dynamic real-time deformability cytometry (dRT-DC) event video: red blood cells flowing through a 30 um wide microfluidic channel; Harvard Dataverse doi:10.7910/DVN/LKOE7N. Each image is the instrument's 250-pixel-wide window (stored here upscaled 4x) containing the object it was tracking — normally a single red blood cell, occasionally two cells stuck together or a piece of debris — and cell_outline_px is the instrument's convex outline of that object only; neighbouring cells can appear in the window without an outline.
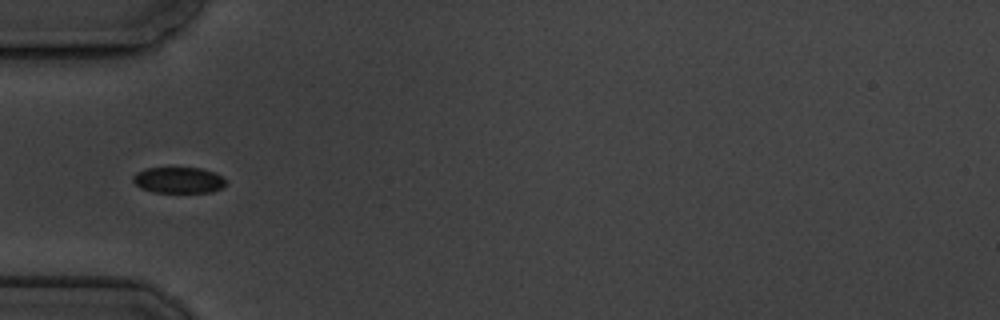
{"species": "common noctule bat (a hibernating species)", "species_latin": "Nyctalus noctula", "temperature_condition": "cold", "stored_images_in_passage": 13, "camera_frame_rate_fps": 3000, "um_per_image_px": 0.085, "animal": {"sex": "male", "body_mass_g": 19.5, "forearm_length_mm": 54.6}, "frame": {"image": 1, "passage_image": 3, "time_ms": 3.0, "image_size_px": [1000, 320], "cell_outline_px": [[224, 184], [220, 188], [212, 192], [152, 192], [140, 188], [132, 180], [132, 176], [136, 172], [144, 168], [200, 168], [216, 172], [224, 180]], "centroid_in_image_um": [15.12, 15.3], "position_along_channel_um": 69.9, "area_um2": 14.05}}
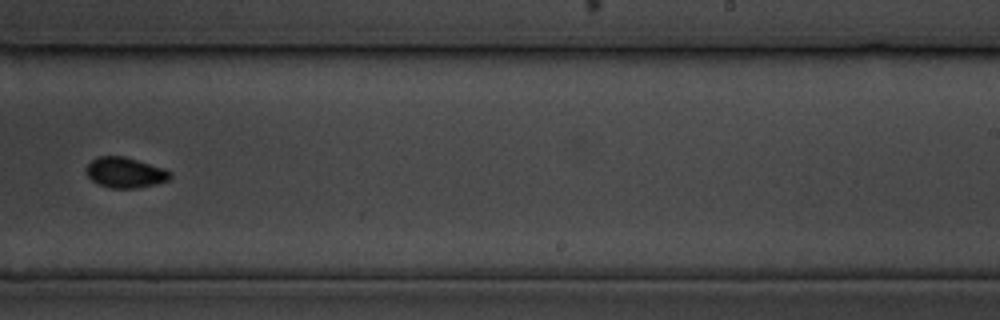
{"frame": {"image": 2, "passage_image": 8, "time_ms": 9.0, "image_size_px": [1000, 320], "cell_outline_px": [[172, 176], [168, 180], [156, 184], [136, 188], [112, 188], [100, 184], [92, 180], [84, 172], [84, 168], [96, 156], [124, 156], [164, 168], [172, 172]], "centroid_in_image_um": [10.63, 14.66], "position_along_channel_um": 278.4, "area_um2": 14.97}}
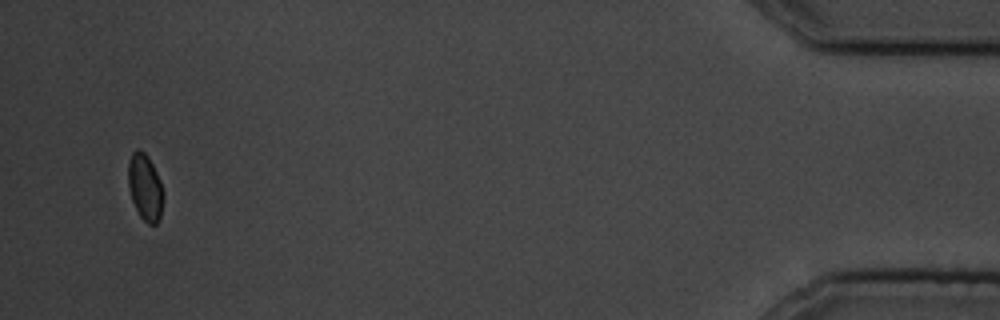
{"frame": {"image": 3, "passage_image": 13, "time_ms": 15.333, "image_size_px": [1000, 320], "cell_outline_px": [[164, 196], [160, 216], [156, 224], [148, 224], [140, 216], [132, 200], [128, 188], [128, 160], [132, 152], [136, 148], [140, 148], [148, 156], [160, 180], [164, 192]], "centroid_in_image_um": [12.32, 15.88], "position_along_channel_um": 422.9, "area_um2": 13.76}, "authors_computed_cell_mechanics": {"area_um2": 14.9702, "velocity_mm_per_s": 3.4939, "shape_relaxation_time_tau1_ms": 0.726, "shape_relaxation_time_tau2_ms": null, "deformation_change_tau1": 0.0482, "deformation_change_tau2": null}}